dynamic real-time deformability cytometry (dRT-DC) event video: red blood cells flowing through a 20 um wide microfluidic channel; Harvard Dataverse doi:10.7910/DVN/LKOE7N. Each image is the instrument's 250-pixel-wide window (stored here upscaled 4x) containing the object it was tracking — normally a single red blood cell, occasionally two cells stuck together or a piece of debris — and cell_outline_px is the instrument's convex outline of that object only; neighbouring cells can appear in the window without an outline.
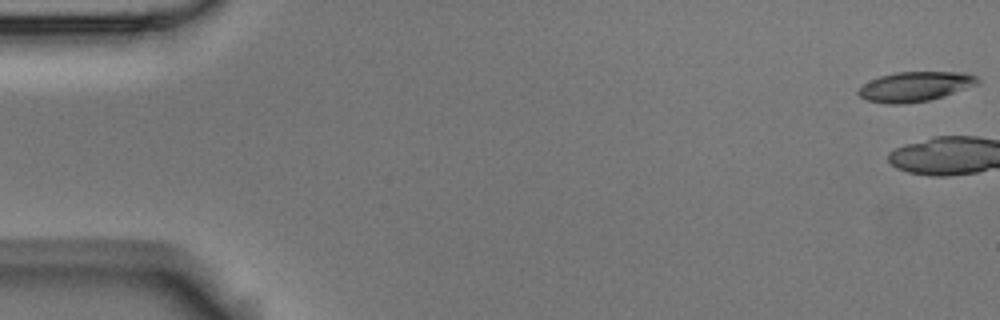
{"species": "Egyptian fruit bat (a non-hibernating species)", "species_latin": "Rousettus aegyptiacus", "temperature_condition": "room temperature", "stored_images_in_passage": 5, "camera_frame_rate_fps": 3000, "um_per_image_px": 0.085, "animal": {"sex": "male"}, "frame": {"image": 1, "passage_image": 1, "time_ms": 0.0, "image_size_px": [1000, 320], "cell_outline_px": [[980, 84], [944, 96], [928, 100], [904, 104], [888, 104], [868, 100], [860, 96], [856, 92], [864, 84], [880, 76], [896, 72], [964, 72], [976, 76], [980, 80]], "centroid_in_image_um": [77.83, 7.35], "position_along_channel_um": 7.2, "area_um2": 20.63}}